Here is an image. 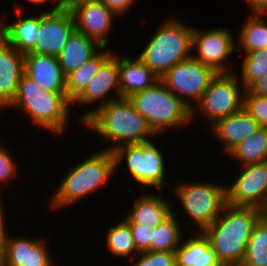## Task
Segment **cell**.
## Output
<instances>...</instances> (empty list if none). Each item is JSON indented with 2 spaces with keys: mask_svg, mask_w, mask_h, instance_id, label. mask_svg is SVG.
Instances as JSON below:
<instances>
[{
  "mask_svg": "<svg viewBox=\"0 0 267 266\" xmlns=\"http://www.w3.org/2000/svg\"><path fill=\"white\" fill-rule=\"evenodd\" d=\"M81 126L104 138L105 144L110 142L111 147L103 148L110 151L126 144H139L153 136L157 137L128 98H119L99 106Z\"/></svg>",
  "mask_w": 267,
  "mask_h": 266,
  "instance_id": "cell-1",
  "label": "cell"
},
{
  "mask_svg": "<svg viewBox=\"0 0 267 266\" xmlns=\"http://www.w3.org/2000/svg\"><path fill=\"white\" fill-rule=\"evenodd\" d=\"M262 216L263 210L257 207L226 204L203 231L223 266H240L253 228Z\"/></svg>",
  "mask_w": 267,
  "mask_h": 266,
  "instance_id": "cell-2",
  "label": "cell"
},
{
  "mask_svg": "<svg viewBox=\"0 0 267 266\" xmlns=\"http://www.w3.org/2000/svg\"><path fill=\"white\" fill-rule=\"evenodd\" d=\"M8 108L17 111L20 109L19 111H23L24 115L30 118L33 125L55 135L64 133L73 113L66 93L47 91L25 73L20 78L17 94Z\"/></svg>",
  "mask_w": 267,
  "mask_h": 266,
  "instance_id": "cell-3",
  "label": "cell"
},
{
  "mask_svg": "<svg viewBox=\"0 0 267 266\" xmlns=\"http://www.w3.org/2000/svg\"><path fill=\"white\" fill-rule=\"evenodd\" d=\"M114 157L110 150H100L76 164L53 191L49 206L52 210L76 203L103 187L114 175ZM54 208V209H53Z\"/></svg>",
  "mask_w": 267,
  "mask_h": 266,
  "instance_id": "cell-4",
  "label": "cell"
},
{
  "mask_svg": "<svg viewBox=\"0 0 267 266\" xmlns=\"http://www.w3.org/2000/svg\"><path fill=\"white\" fill-rule=\"evenodd\" d=\"M169 18L163 21L138 54L159 79L175 64L192 55L193 27L178 18Z\"/></svg>",
  "mask_w": 267,
  "mask_h": 266,
  "instance_id": "cell-5",
  "label": "cell"
},
{
  "mask_svg": "<svg viewBox=\"0 0 267 266\" xmlns=\"http://www.w3.org/2000/svg\"><path fill=\"white\" fill-rule=\"evenodd\" d=\"M156 135L192 122L191 110L160 80L128 98Z\"/></svg>",
  "mask_w": 267,
  "mask_h": 266,
  "instance_id": "cell-6",
  "label": "cell"
},
{
  "mask_svg": "<svg viewBox=\"0 0 267 266\" xmlns=\"http://www.w3.org/2000/svg\"><path fill=\"white\" fill-rule=\"evenodd\" d=\"M112 154L114 171L121 166L119 163L125 160L126 171L130 173L135 184H140V191H145V187H151V190L156 188L161 193L163 187H172L165 182L167 166L163 153L151 140L117 147L112 150Z\"/></svg>",
  "mask_w": 267,
  "mask_h": 266,
  "instance_id": "cell-7",
  "label": "cell"
},
{
  "mask_svg": "<svg viewBox=\"0 0 267 266\" xmlns=\"http://www.w3.org/2000/svg\"><path fill=\"white\" fill-rule=\"evenodd\" d=\"M171 188L181 201L184 213L197 225H193L197 227L193 232H203L220 216L227 204L225 184L181 181Z\"/></svg>",
  "mask_w": 267,
  "mask_h": 266,
  "instance_id": "cell-8",
  "label": "cell"
},
{
  "mask_svg": "<svg viewBox=\"0 0 267 266\" xmlns=\"http://www.w3.org/2000/svg\"><path fill=\"white\" fill-rule=\"evenodd\" d=\"M237 74L217 73L198 103L191 110L192 120L202 113L208 125L243 109L245 89ZM241 88V89H240Z\"/></svg>",
  "mask_w": 267,
  "mask_h": 266,
  "instance_id": "cell-9",
  "label": "cell"
},
{
  "mask_svg": "<svg viewBox=\"0 0 267 266\" xmlns=\"http://www.w3.org/2000/svg\"><path fill=\"white\" fill-rule=\"evenodd\" d=\"M216 75L213 68L191 55L170 68L160 81L192 110Z\"/></svg>",
  "mask_w": 267,
  "mask_h": 266,
  "instance_id": "cell-10",
  "label": "cell"
},
{
  "mask_svg": "<svg viewBox=\"0 0 267 266\" xmlns=\"http://www.w3.org/2000/svg\"><path fill=\"white\" fill-rule=\"evenodd\" d=\"M232 32L225 28H213L206 30H192V56L197 60L213 68L217 73H232L228 58L236 52V43ZM229 56V57H228ZM226 61V62H225Z\"/></svg>",
  "mask_w": 267,
  "mask_h": 266,
  "instance_id": "cell-11",
  "label": "cell"
},
{
  "mask_svg": "<svg viewBox=\"0 0 267 266\" xmlns=\"http://www.w3.org/2000/svg\"><path fill=\"white\" fill-rule=\"evenodd\" d=\"M242 172L226 185V202L230 206L267 208V160L241 166Z\"/></svg>",
  "mask_w": 267,
  "mask_h": 266,
  "instance_id": "cell-12",
  "label": "cell"
},
{
  "mask_svg": "<svg viewBox=\"0 0 267 266\" xmlns=\"http://www.w3.org/2000/svg\"><path fill=\"white\" fill-rule=\"evenodd\" d=\"M117 54L118 53L114 52L101 65L96 75L86 86L85 90L71 103L73 106L76 104L83 107L84 104H90V106L93 104V107H95L91 108V110L86 109V112L83 113L84 115H79L81 116L79 119L80 125L99 106L121 98L119 91V67ZM110 93H113L114 96L111 97Z\"/></svg>",
  "mask_w": 267,
  "mask_h": 266,
  "instance_id": "cell-13",
  "label": "cell"
},
{
  "mask_svg": "<svg viewBox=\"0 0 267 266\" xmlns=\"http://www.w3.org/2000/svg\"><path fill=\"white\" fill-rule=\"evenodd\" d=\"M75 30V20L70 9L41 12L35 53L57 57Z\"/></svg>",
  "mask_w": 267,
  "mask_h": 266,
  "instance_id": "cell-14",
  "label": "cell"
},
{
  "mask_svg": "<svg viewBox=\"0 0 267 266\" xmlns=\"http://www.w3.org/2000/svg\"><path fill=\"white\" fill-rule=\"evenodd\" d=\"M70 11L73 14L77 31L93 39L102 47L110 44L109 34L117 15L109 10L101 0L74 5Z\"/></svg>",
  "mask_w": 267,
  "mask_h": 266,
  "instance_id": "cell-15",
  "label": "cell"
},
{
  "mask_svg": "<svg viewBox=\"0 0 267 266\" xmlns=\"http://www.w3.org/2000/svg\"><path fill=\"white\" fill-rule=\"evenodd\" d=\"M10 235L7 236L1 256L3 266H55L47 246L49 241L45 238Z\"/></svg>",
  "mask_w": 267,
  "mask_h": 266,
  "instance_id": "cell-16",
  "label": "cell"
},
{
  "mask_svg": "<svg viewBox=\"0 0 267 266\" xmlns=\"http://www.w3.org/2000/svg\"><path fill=\"white\" fill-rule=\"evenodd\" d=\"M25 54L18 52L0 35V111L14 100L24 73Z\"/></svg>",
  "mask_w": 267,
  "mask_h": 266,
  "instance_id": "cell-17",
  "label": "cell"
},
{
  "mask_svg": "<svg viewBox=\"0 0 267 266\" xmlns=\"http://www.w3.org/2000/svg\"><path fill=\"white\" fill-rule=\"evenodd\" d=\"M24 73L47 91L66 93V77L56 56L25 54Z\"/></svg>",
  "mask_w": 267,
  "mask_h": 266,
  "instance_id": "cell-18",
  "label": "cell"
},
{
  "mask_svg": "<svg viewBox=\"0 0 267 266\" xmlns=\"http://www.w3.org/2000/svg\"><path fill=\"white\" fill-rule=\"evenodd\" d=\"M208 127L216 140L223 145L222 151L226 155L260 128L258 123L243 109Z\"/></svg>",
  "mask_w": 267,
  "mask_h": 266,
  "instance_id": "cell-19",
  "label": "cell"
},
{
  "mask_svg": "<svg viewBox=\"0 0 267 266\" xmlns=\"http://www.w3.org/2000/svg\"><path fill=\"white\" fill-rule=\"evenodd\" d=\"M141 195L133 200V208L125 214L123 219L127 223H137L154 228L163 223L173 214L172 203L163 195H156L147 190L139 191ZM164 197V198H163Z\"/></svg>",
  "mask_w": 267,
  "mask_h": 266,
  "instance_id": "cell-20",
  "label": "cell"
},
{
  "mask_svg": "<svg viewBox=\"0 0 267 266\" xmlns=\"http://www.w3.org/2000/svg\"><path fill=\"white\" fill-rule=\"evenodd\" d=\"M17 21L6 24L5 19L0 18V35L18 52L27 54L35 53L36 35L40 26V14L23 18L21 5L14 3ZM4 19V20H3ZM5 22V23H4Z\"/></svg>",
  "mask_w": 267,
  "mask_h": 266,
  "instance_id": "cell-21",
  "label": "cell"
},
{
  "mask_svg": "<svg viewBox=\"0 0 267 266\" xmlns=\"http://www.w3.org/2000/svg\"><path fill=\"white\" fill-rule=\"evenodd\" d=\"M131 58L130 56H118L121 98H129L135 93L152 87L160 80L138 56L134 59Z\"/></svg>",
  "mask_w": 267,
  "mask_h": 266,
  "instance_id": "cell-22",
  "label": "cell"
},
{
  "mask_svg": "<svg viewBox=\"0 0 267 266\" xmlns=\"http://www.w3.org/2000/svg\"><path fill=\"white\" fill-rule=\"evenodd\" d=\"M190 234L175 250L176 266H223L203 232Z\"/></svg>",
  "mask_w": 267,
  "mask_h": 266,
  "instance_id": "cell-23",
  "label": "cell"
},
{
  "mask_svg": "<svg viewBox=\"0 0 267 266\" xmlns=\"http://www.w3.org/2000/svg\"><path fill=\"white\" fill-rule=\"evenodd\" d=\"M101 48L102 46L96 41L75 30L67 41L65 47L57 56L64 76L66 77L68 74L82 66Z\"/></svg>",
  "mask_w": 267,
  "mask_h": 266,
  "instance_id": "cell-24",
  "label": "cell"
},
{
  "mask_svg": "<svg viewBox=\"0 0 267 266\" xmlns=\"http://www.w3.org/2000/svg\"><path fill=\"white\" fill-rule=\"evenodd\" d=\"M108 47H102L92 58L66 76V96L72 103L96 75L101 65L114 53Z\"/></svg>",
  "mask_w": 267,
  "mask_h": 266,
  "instance_id": "cell-25",
  "label": "cell"
},
{
  "mask_svg": "<svg viewBox=\"0 0 267 266\" xmlns=\"http://www.w3.org/2000/svg\"><path fill=\"white\" fill-rule=\"evenodd\" d=\"M266 16V17H264ZM264 17V19H263ZM267 14L252 13L239 31L236 53L243 54L267 48ZM239 45V46H238Z\"/></svg>",
  "mask_w": 267,
  "mask_h": 266,
  "instance_id": "cell-26",
  "label": "cell"
},
{
  "mask_svg": "<svg viewBox=\"0 0 267 266\" xmlns=\"http://www.w3.org/2000/svg\"><path fill=\"white\" fill-rule=\"evenodd\" d=\"M226 156L239 161L241 166L267 160V127H260L241 141Z\"/></svg>",
  "mask_w": 267,
  "mask_h": 266,
  "instance_id": "cell-27",
  "label": "cell"
},
{
  "mask_svg": "<svg viewBox=\"0 0 267 266\" xmlns=\"http://www.w3.org/2000/svg\"><path fill=\"white\" fill-rule=\"evenodd\" d=\"M176 210L163 223L154 227L152 232L151 251L175 252L183 238L181 224L178 221Z\"/></svg>",
  "mask_w": 267,
  "mask_h": 266,
  "instance_id": "cell-28",
  "label": "cell"
},
{
  "mask_svg": "<svg viewBox=\"0 0 267 266\" xmlns=\"http://www.w3.org/2000/svg\"><path fill=\"white\" fill-rule=\"evenodd\" d=\"M106 234L105 243L107 251L113 255V257H121L122 259L129 257L130 255L136 256L139 254L136 250L132 232L129 224L122 219L118 223L111 225Z\"/></svg>",
  "mask_w": 267,
  "mask_h": 266,
  "instance_id": "cell-29",
  "label": "cell"
},
{
  "mask_svg": "<svg viewBox=\"0 0 267 266\" xmlns=\"http://www.w3.org/2000/svg\"><path fill=\"white\" fill-rule=\"evenodd\" d=\"M240 266H267V218L255 224Z\"/></svg>",
  "mask_w": 267,
  "mask_h": 266,
  "instance_id": "cell-30",
  "label": "cell"
},
{
  "mask_svg": "<svg viewBox=\"0 0 267 266\" xmlns=\"http://www.w3.org/2000/svg\"><path fill=\"white\" fill-rule=\"evenodd\" d=\"M241 84L248 90L256 81L267 74V48L251 51L242 55Z\"/></svg>",
  "mask_w": 267,
  "mask_h": 266,
  "instance_id": "cell-31",
  "label": "cell"
},
{
  "mask_svg": "<svg viewBox=\"0 0 267 266\" xmlns=\"http://www.w3.org/2000/svg\"><path fill=\"white\" fill-rule=\"evenodd\" d=\"M243 110H245L260 127H267V96L255 95L249 90H245Z\"/></svg>",
  "mask_w": 267,
  "mask_h": 266,
  "instance_id": "cell-32",
  "label": "cell"
},
{
  "mask_svg": "<svg viewBox=\"0 0 267 266\" xmlns=\"http://www.w3.org/2000/svg\"><path fill=\"white\" fill-rule=\"evenodd\" d=\"M131 266H176L175 252L147 251L137 254Z\"/></svg>",
  "mask_w": 267,
  "mask_h": 266,
  "instance_id": "cell-33",
  "label": "cell"
},
{
  "mask_svg": "<svg viewBox=\"0 0 267 266\" xmlns=\"http://www.w3.org/2000/svg\"><path fill=\"white\" fill-rule=\"evenodd\" d=\"M3 145L4 144L0 142V187H2L1 184H10L9 182H12V179H15V176L19 174L17 171L19 165L12 159L9 149ZM1 192L0 190V195L2 194ZM0 197L2 198V195Z\"/></svg>",
  "mask_w": 267,
  "mask_h": 266,
  "instance_id": "cell-34",
  "label": "cell"
},
{
  "mask_svg": "<svg viewBox=\"0 0 267 266\" xmlns=\"http://www.w3.org/2000/svg\"><path fill=\"white\" fill-rule=\"evenodd\" d=\"M138 253L151 251L152 232L154 228L137 223H128Z\"/></svg>",
  "mask_w": 267,
  "mask_h": 266,
  "instance_id": "cell-35",
  "label": "cell"
},
{
  "mask_svg": "<svg viewBox=\"0 0 267 266\" xmlns=\"http://www.w3.org/2000/svg\"><path fill=\"white\" fill-rule=\"evenodd\" d=\"M102 3L111 11H113L117 16L125 14L129 11L136 0H101Z\"/></svg>",
  "mask_w": 267,
  "mask_h": 266,
  "instance_id": "cell-36",
  "label": "cell"
},
{
  "mask_svg": "<svg viewBox=\"0 0 267 266\" xmlns=\"http://www.w3.org/2000/svg\"><path fill=\"white\" fill-rule=\"evenodd\" d=\"M3 202L0 200V258L2 256L3 250H4V246H5V242L8 236V231L6 230V215H5V208L3 207Z\"/></svg>",
  "mask_w": 267,
  "mask_h": 266,
  "instance_id": "cell-37",
  "label": "cell"
},
{
  "mask_svg": "<svg viewBox=\"0 0 267 266\" xmlns=\"http://www.w3.org/2000/svg\"><path fill=\"white\" fill-rule=\"evenodd\" d=\"M251 13L267 14V0H245Z\"/></svg>",
  "mask_w": 267,
  "mask_h": 266,
  "instance_id": "cell-38",
  "label": "cell"
},
{
  "mask_svg": "<svg viewBox=\"0 0 267 266\" xmlns=\"http://www.w3.org/2000/svg\"><path fill=\"white\" fill-rule=\"evenodd\" d=\"M248 90L255 95L267 96V74L256 81Z\"/></svg>",
  "mask_w": 267,
  "mask_h": 266,
  "instance_id": "cell-39",
  "label": "cell"
},
{
  "mask_svg": "<svg viewBox=\"0 0 267 266\" xmlns=\"http://www.w3.org/2000/svg\"><path fill=\"white\" fill-rule=\"evenodd\" d=\"M27 1L34 4V5L44 4V3L46 4V3H49L51 1V4H52L51 7H53V8L52 9L49 8V10H46V12H53V11H57V10L64 8V5L59 0H27Z\"/></svg>",
  "mask_w": 267,
  "mask_h": 266,
  "instance_id": "cell-40",
  "label": "cell"
},
{
  "mask_svg": "<svg viewBox=\"0 0 267 266\" xmlns=\"http://www.w3.org/2000/svg\"><path fill=\"white\" fill-rule=\"evenodd\" d=\"M87 1H96V0H68L64 4V8L71 9L74 5H77V4H80L83 2H87Z\"/></svg>",
  "mask_w": 267,
  "mask_h": 266,
  "instance_id": "cell-41",
  "label": "cell"
},
{
  "mask_svg": "<svg viewBox=\"0 0 267 266\" xmlns=\"http://www.w3.org/2000/svg\"><path fill=\"white\" fill-rule=\"evenodd\" d=\"M263 215L267 218V208L263 211Z\"/></svg>",
  "mask_w": 267,
  "mask_h": 266,
  "instance_id": "cell-42",
  "label": "cell"
},
{
  "mask_svg": "<svg viewBox=\"0 0 267 266\" xmlns=\"http://www.w3.org/2000/svg\"><path fill=\"white\" fill-rule=\"evenodd\" d=\"M63 5L68 1V0H59Z\"/></svg>",
  "mask_w": 267,
  "mask_h": 266,
  "instance_id": "cell-43",
  "label": "cell"
},
{
  "mask_svg": "<svg viewBox=\"0 0 267 266\" xmlns=\"http://www.w3.org/2000/svg\"><path fill=\"white\" fill-rule=\"evenodd\" d=\"M0 266H3V262L2 259L0 258Z\"/></svg>",
  "mask_w": 267,
  "mask_h": 266,
  "instance_id": "cell-44",
  "label": "cell"
}]
</instances>
